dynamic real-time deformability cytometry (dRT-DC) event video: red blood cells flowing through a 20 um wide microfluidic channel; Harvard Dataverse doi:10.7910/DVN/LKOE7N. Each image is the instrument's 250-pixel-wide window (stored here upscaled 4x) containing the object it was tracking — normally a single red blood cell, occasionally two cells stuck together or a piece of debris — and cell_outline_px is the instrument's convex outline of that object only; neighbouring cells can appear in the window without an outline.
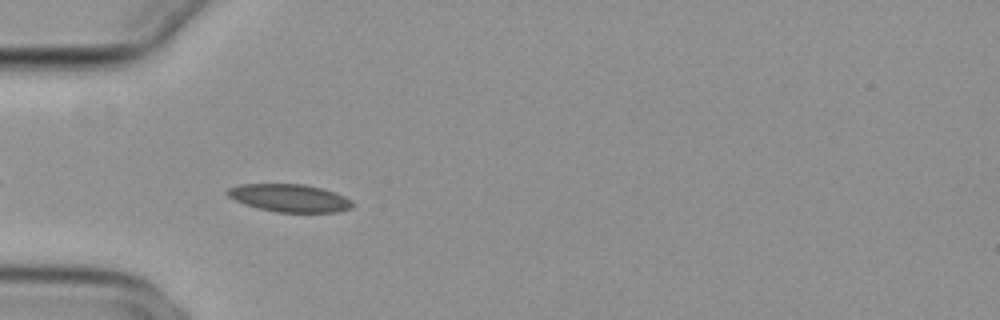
{"species": "common noctule bat (a hibernating species)", "species_latin": "Nyctalus noctula", "temperature_condition": "cold", "stored_images_in_passage": 38, "camera_frame_rate_fps": 3000, "um_per_image_px": 0.085, "animal": {"sex": "female", "body_mass_g": 29.2, "forearm_length_mm": 56.3}, "frame": {"image": 1, "passage_image": 1, "time_ms": 0.0, "image_size_px": [1000, 320], "cell_outline_px": [[352, 208], [340, 212], [276, 212], [244, 204], [228, 196], [224, 192], [228, 188], [240, 184], [304, 184], [320, 188], [344, 196], [352, 200]], "centroid_in_image_um": [24.6, 16.83], "position_along_channel_um": 60.4, "area_um2": 20.11}}
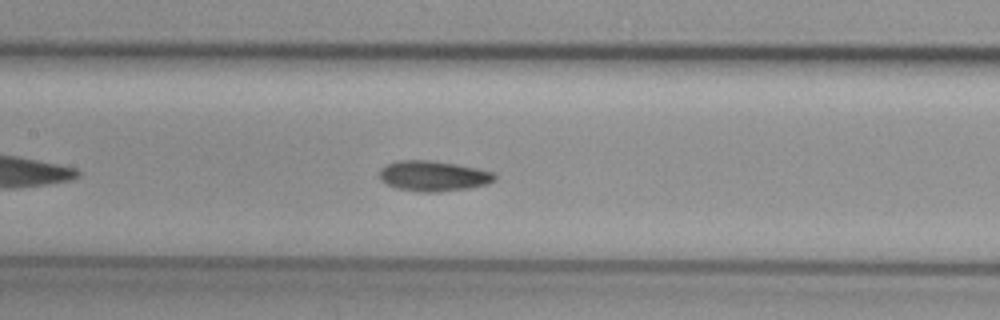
{"frame": {"image": 2, "passage_image": 10, "time_ms": 3.0, "image_size_px": [1000, 320], "cell_outline_px": [[496, 180], [488, 184], [468, 188], [440, 192], [416, 192], [396, 188], [380, 180], [380, 168], [396, 160], [428, 160], [456, 164], [480, 168], [496, 172]], "centroid_in_image_um": [36.87, 14.96], "position_along_channel_um": 170.5, "area_um2": 20.69}}
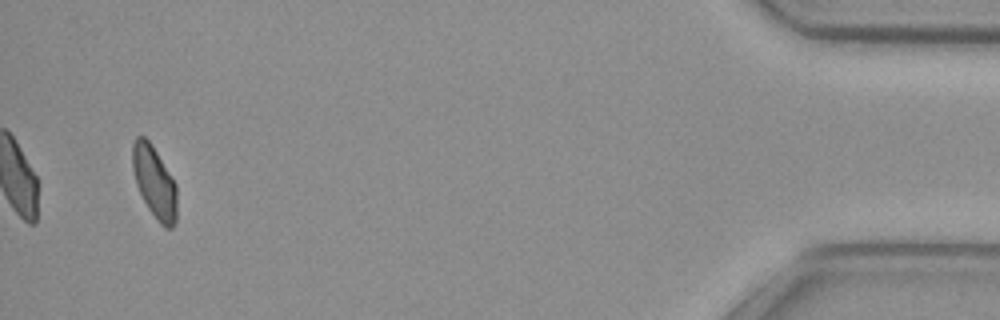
{"frame": {"image": 3, "passage_image": 36, "time_ms": 11.667, "image_size_px": [1000, 320], "cell_outline_px": [[176, 220], [172, 228], [164, 228], [156, 220], [148, 208], [136, 184], [132, 168], [132, 144], [136, 136], [144, 136], [152, 144], [176, 184]], "centroid_in_image_um": [13.11, 15.48], "position_along_channel_um": 422.1, "area_um2": 18.61}, "authors_computed_cell_mechanics": {"area_um2": 19.5942, "velocity_mm_per_s": 3.823, "shape_relaxation_time_tau1_ms": 8.8818, "shape_relaxation_time_tau2_ms": null, "deformation_change_tau1": 0.1422, "deformation_change_tau2": null}}